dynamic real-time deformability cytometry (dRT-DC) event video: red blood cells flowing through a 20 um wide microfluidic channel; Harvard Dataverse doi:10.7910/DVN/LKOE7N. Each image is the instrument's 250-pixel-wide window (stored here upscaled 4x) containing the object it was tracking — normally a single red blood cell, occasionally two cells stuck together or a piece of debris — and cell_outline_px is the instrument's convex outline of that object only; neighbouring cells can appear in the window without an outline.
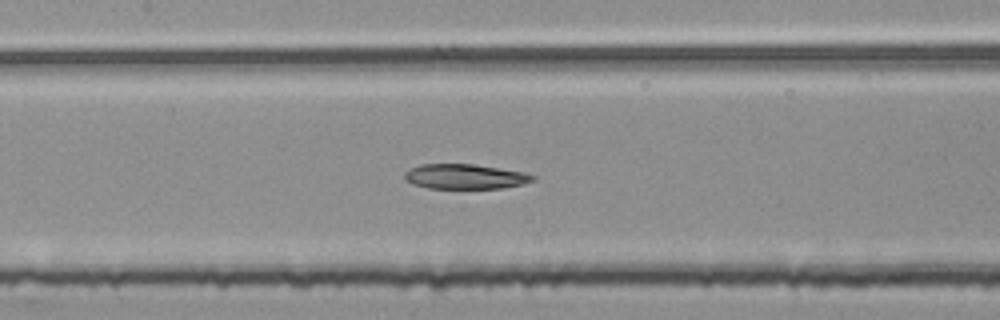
{"species": "common noctule bat (a hibernating species)", "species_latin": "Nyctalus noctula", "temperature_condition": "room temperature", "stored_images_in_passage": 52, "segment_of_instrument_passage": [2, 2], "camera_frame_rate_fps": 3000, "um_per_image_px": 0.085, "animal": {"sex": "female", "body_mass_g": 25.1}, "frame": {"image": 1, "passage_image": 24, "time_ms": 7.667, "image_size_px": [1000, 320], "cell_outline_px": [[536, 180], [504, 188], [428, 188], [412, 184], [404, 180], [404, 172], [420, 164], [472, 164], [524, 172], [536, 176]], "centroid_in_image_um": [39.51, 15.01], "position_along_channel_um": 167.9, "area_um2": 18.55}}
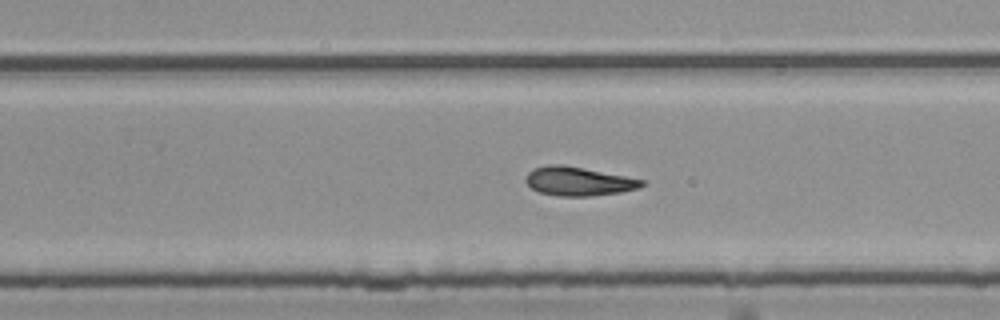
{"frame": {"image": 2, "passage_image": 33, "time_ms": 10.667, "image_size_px": [1000, 320], "cell_outline_px": [[644, 184], [640, 188], [620, 192], [592, 196], [560, 196], [540, 192], [532, 188], [524, 180], [528, 172], [532, 168], [548, 164], [564, 164], [644, 180]], "centroid_in_image_um": [49.14, 15.4], "position_along_channel_um": 280.7, "area_um2": 19.48}}
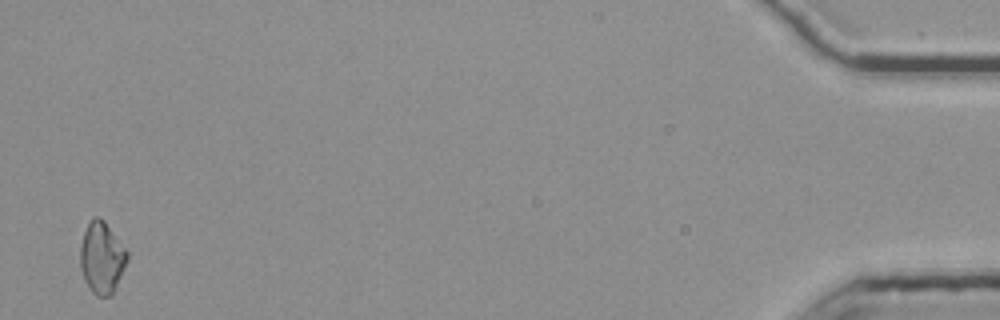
{"frame": {"image": 3, "passage_image": 52, "time_ms": 17.0, "image_size_px": [1000, 320], "cell_outline_px": [[128, 260], [112, 296], [96, 296], [88, 288], [84, 280], [80, 268], [80, 244], [84, 232], [92, 216], [100, 216], [104, 220], [128, 252]], "centroid_in_image_um": [8.64, 21.92], "position_along_channel_um": 426.6, "area_um2": 19.83}}